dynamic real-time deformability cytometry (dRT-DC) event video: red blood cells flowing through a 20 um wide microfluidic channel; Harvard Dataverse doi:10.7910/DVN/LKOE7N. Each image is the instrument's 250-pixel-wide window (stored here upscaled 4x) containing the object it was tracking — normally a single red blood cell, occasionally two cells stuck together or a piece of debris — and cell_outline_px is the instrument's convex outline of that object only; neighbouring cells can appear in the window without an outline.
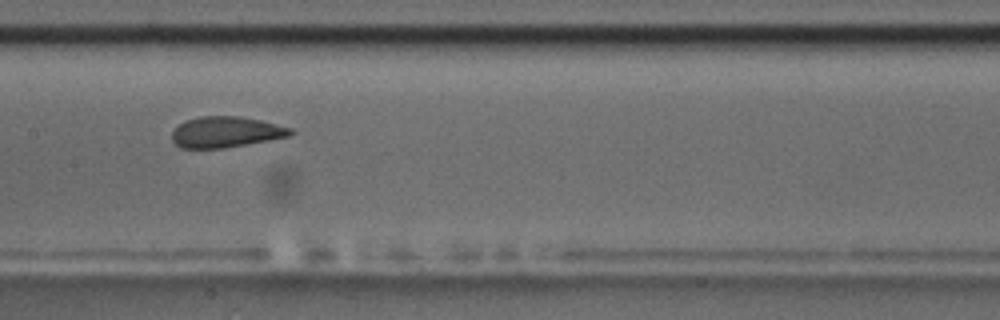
{"species": "common noctule bat (a hibernating species)", "species_latin": "Nyctalus noctula", "temperature_condition": "room temperature", "stored_images_in_passage": 15, "camera_frame_rate_fps": 3000, "um_per_image_px": 0.085, "animal": {"sex": "male", "body_mass_g": 17.5, "forearm_length_mm": 52.3}, "frame": {"image": 1, "passage_image": 7, "time_ms": 7.667, "image_size_px": [1000, 320], "cell_outline_px": [[296, 132], [288, 136], [268, 140], [224, 148], [180, 148], [172, 140], [172, 132], [184, 120], [200, 116], [240, 116], [260, 120], [292, 128]], "centroid_in_image_um": [19.19, 11.22], "position_along_channel_um": 188.2, "area_um2": 21.27}}